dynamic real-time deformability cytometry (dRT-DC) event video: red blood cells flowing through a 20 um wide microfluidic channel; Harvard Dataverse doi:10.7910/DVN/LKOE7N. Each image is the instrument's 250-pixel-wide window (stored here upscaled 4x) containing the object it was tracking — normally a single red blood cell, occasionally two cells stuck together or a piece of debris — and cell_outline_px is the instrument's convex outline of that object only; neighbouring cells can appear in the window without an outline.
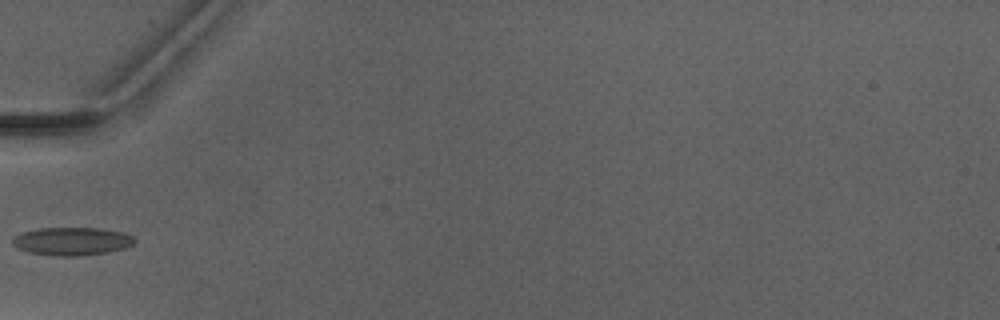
{"species": "Egyptian fruit bat (a non-hibernating species)", "species_latin": "Rousettus aegyptiacus", "temperature_condition": "warm", "stored_images_in_passage": 2, "camera_frame_rate_fps": 3000, "um_per_image_px": 0.085, "animal": {"sex": "male"}, "frame": {"image": 1, "passage_image": 2, "time_ms": 1.0, "image_size_px": [1000, 320], "cell_outline_px": [[136, 240], [132, 244], [124, 248], [108, 252], [80, 256], [56, 256], [28, 252], [16, 248], [12, 244], [12, 236], [20, 232], [40, 228], [100, 228], [124, 232], [132, 236]], "centroid_in_image_um": [6.07, 20.5], "position_along_channel_um": 78.9, "area_um2": 20.17}}